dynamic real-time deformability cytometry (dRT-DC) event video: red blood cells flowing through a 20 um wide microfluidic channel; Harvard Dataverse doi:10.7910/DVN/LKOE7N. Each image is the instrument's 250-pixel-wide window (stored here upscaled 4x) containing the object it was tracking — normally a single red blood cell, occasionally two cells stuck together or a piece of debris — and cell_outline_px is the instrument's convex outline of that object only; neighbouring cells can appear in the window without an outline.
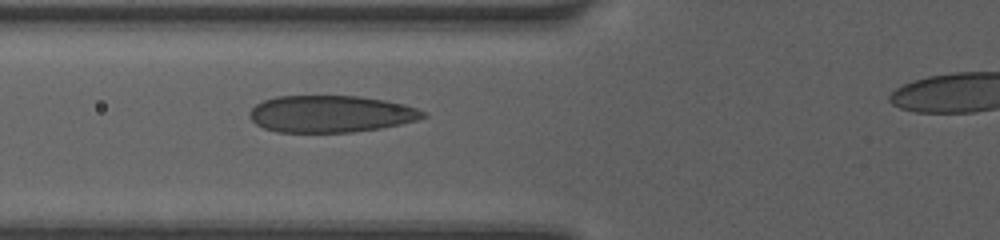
{"species": "human", "species_latin": "Homo sapiens", "temperature_condition": "room temperature", "stored_images_in_passage": 5, "segment_of_instrument_passage": [1, 2], "camera_frame_rate_fps": 3000, "um_per_image_px": 0.085, "donor": {"sex": "female"}, "frame": {"image": 1, "passage_image": 4, "time_ms": 3.333, "image_size_px": [1000, 240], "cell_outline_px": [[428, 116], [416, 120], [400, 124], [380, 128], [352, 132], [276, 132], [264, 128], [256, 124], [248, 116], [248, 112], [256, 104], [264, 100], [276, 96], [360, 96], [384, 100], [404, 104], [416, 108], [424, 112]], "centroid_in_image_um": [28.09, 9.68], "position_along_channel_um": 97.7, "area_um2": 37.34}}